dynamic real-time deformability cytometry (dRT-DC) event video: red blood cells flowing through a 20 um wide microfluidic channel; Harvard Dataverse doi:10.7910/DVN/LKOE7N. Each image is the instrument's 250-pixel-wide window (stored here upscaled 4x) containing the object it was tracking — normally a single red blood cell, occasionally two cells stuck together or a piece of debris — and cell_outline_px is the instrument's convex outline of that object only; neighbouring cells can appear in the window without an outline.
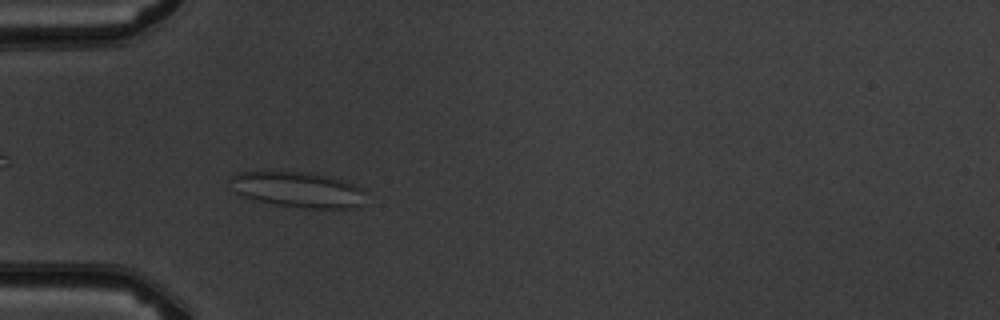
{"species": "common noctule bat (a hibernating species)", "species_latin": "Nyctalus noctula", "temperature_condition": "warm", "stored_images_in_passage": 10, "camera_frame_rate_fps": 3000, "um_per_image_px": 0.085, "animal": {"sex": "male", "body_mass_g": 19.5, "forearm_length_mm": 54.6}, "frame": {"image": 1, "passage_image": 5, "time_ms": 4.333, "image_size_px": [1000, 320], "cell_outline_px": [[364, 204], [360, 208], [304, 208], [276, 204], [244, 196], [228, 188], [228, 180], [232, 176], [240, 172], [308, 172], [328, 176], [344, 180], [360, 188]], "centroid_in_image_um": [25.29, 16.12], "position_along_channel_um": 59.7, "area_um2": 27.86}}
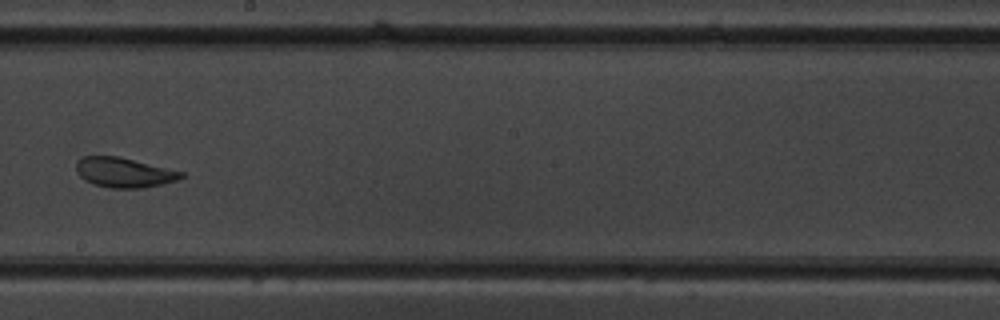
{"frame": {"image": 2, "passage_image": 9, "time_ms": 9.0, "image_size_px": [1000, 320], "cell_outline_px": [[184, 176], [176, 180], [160, 184], [140, 188], [108, 188], [92, 184], [84, 180], [76, 172], [76, 164], [84, 156], [120, 156], [184, 172]], "centroid_in_image_um": [10.52, 14.66], "position_along_channel_um": 237.7, "area_um2": 18.21}}
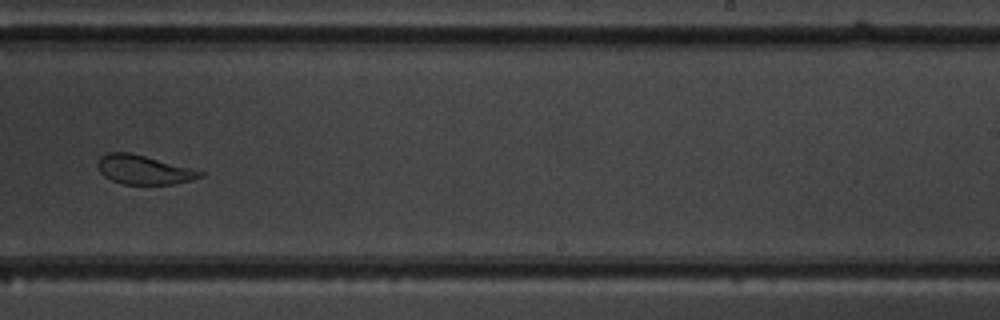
{"frame": {"image": 3, "passage_image": 10, "time_ms": 10.0, "image_size_px": [1000, 320], "cell_outline_px": [[204, 176], [192, 180], [172, 184], [124, 184], [112, 180], [104, 176], [100, 172], [96, 164], [100, 156], [108, 152], [132, 152], [192, 168], [204, 172]], "centroid_in_image_um": [12.21, 14.41], "position_along_channel_um": 276.8, "area_um2": 17.51}}